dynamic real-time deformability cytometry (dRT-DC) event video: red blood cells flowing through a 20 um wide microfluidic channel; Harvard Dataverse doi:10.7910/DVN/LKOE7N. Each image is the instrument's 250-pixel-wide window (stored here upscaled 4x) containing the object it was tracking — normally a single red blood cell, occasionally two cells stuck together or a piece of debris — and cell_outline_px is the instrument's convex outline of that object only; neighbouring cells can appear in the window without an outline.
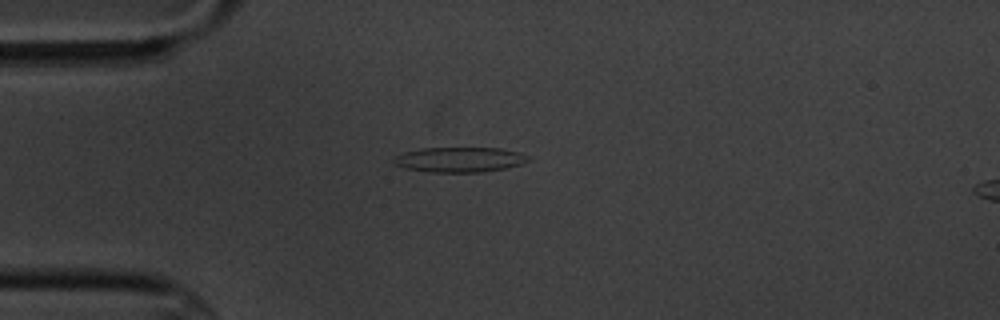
{"species": "common noctule bat (a hibernating species)", "species_latin": "Nyctalus noctula", "temperature_condition": "cold", "stored_images_in_passage": 5, "camera_frame_rate_fps": 3000, "um_per_image_px": 0.085, "animal": {"sex": "male", "body_mass_g": 20.1, "forearm_length_mm": 53.5}, "frame": {"image": 1, "passage_image": 5, "time_ms": 5.0, "image_size_px": [1000, 320], "cell_outline_px": [[528, 160], [520, 164], [504, 168], [484, 172], [428, 172], [404, 168], [392, 164], [392, 160], [396, 156], [404, 152], [424, 148], [500, 148], [516, 152], [528, 156]], "centroid_in_image_um": [38.99, 13.57], "position_along_channel_um": 46.0, "area_um2": 19.48}}